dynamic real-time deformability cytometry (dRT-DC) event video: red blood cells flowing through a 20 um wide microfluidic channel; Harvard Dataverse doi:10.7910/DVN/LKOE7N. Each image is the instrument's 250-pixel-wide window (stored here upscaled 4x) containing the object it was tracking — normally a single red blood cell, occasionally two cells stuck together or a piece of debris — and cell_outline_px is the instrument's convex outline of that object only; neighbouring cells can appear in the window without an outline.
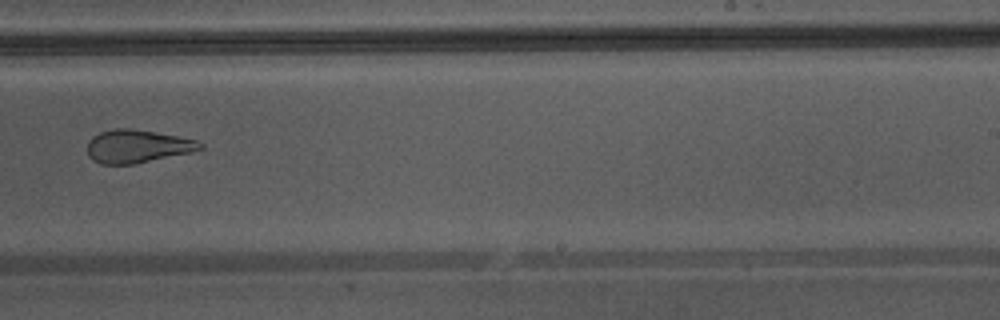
{"species": "Egyptian fruit bat (a non-hibernating species)", "species_latin": "Rousettus aegyptiacus", "temperature_condition": "warm", "stored_images_in_passage": 38, "camera_frame_rate_fps": 3000, "um_per_image_px": 0.085, "animal": {"sex": "male"}, "frame": {"image": 1, "passage_image": 22, "time_ms": 7.0, "image_size_px": [1000, 320], "cell_outline_px": [[204, 148], [192, 152], [132, 164], [100, 164], [92, 160], [88, 156], [88, 140], [92, 136], [100, 132], [116, 128], [128, 128], [156, 132], [196, 140], [204, 144]], "centroid_in_image_um": [11.65, 12.43], "position_along_channel_um": 277.3, "area_um2": 21.68}, "authors_computed_cell_mechanics": {"area_um2": 23.8136, "velocity_mm_per_s": 4.3852, "shape_relaxation_time_tau1_ms": 9.7667, "shape_relaxation_time_tau2_ms": 1.5913, "deformation_change_tau1": 0.2019, "deformation_change_tau2": 0.0884}}